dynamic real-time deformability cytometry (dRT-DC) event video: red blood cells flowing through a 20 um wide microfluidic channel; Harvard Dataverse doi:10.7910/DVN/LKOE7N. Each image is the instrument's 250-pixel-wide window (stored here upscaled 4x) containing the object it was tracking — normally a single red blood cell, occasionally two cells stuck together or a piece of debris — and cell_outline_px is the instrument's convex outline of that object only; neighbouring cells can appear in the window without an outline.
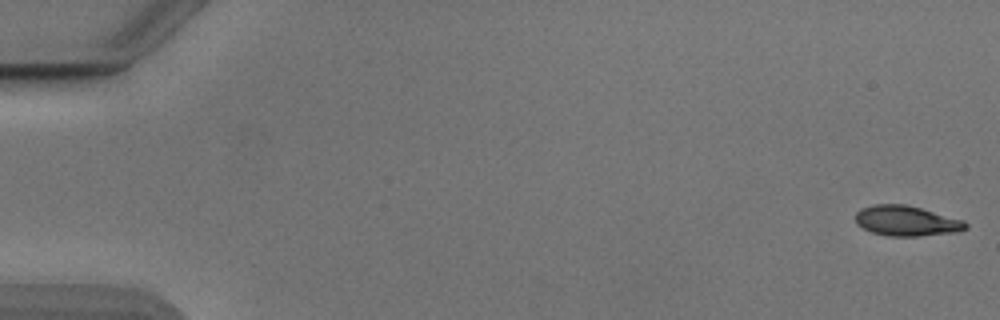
{"species": "Egyptian fruit bat (a non-hibernating species)", "species_latin": "Rousettus aegyptiacus", "temperature_condition": "cold", "stored_images_in_passage": 9, "camera_frame_rate_fps": 3000, "um_per_image_px": 0.085, "animal": {"sex": "male"}, "frame": {"image": 1, "passage_image": 1, "time_ms": 0.0, "image_size_px": [1000, 320], "cell_outline_px": [[968, 228], [960, 232], [916, 236], [888, 236], [872, 232], [856, 224], [856, 212], [860, 208], [872, 204], [904, 204], [920, 208], [964, 220], [968, 224]], "centroid_in_image_um": [77.06, 18.77], "position_along_channel_um": 7.9, "area_um2": 19.48}}